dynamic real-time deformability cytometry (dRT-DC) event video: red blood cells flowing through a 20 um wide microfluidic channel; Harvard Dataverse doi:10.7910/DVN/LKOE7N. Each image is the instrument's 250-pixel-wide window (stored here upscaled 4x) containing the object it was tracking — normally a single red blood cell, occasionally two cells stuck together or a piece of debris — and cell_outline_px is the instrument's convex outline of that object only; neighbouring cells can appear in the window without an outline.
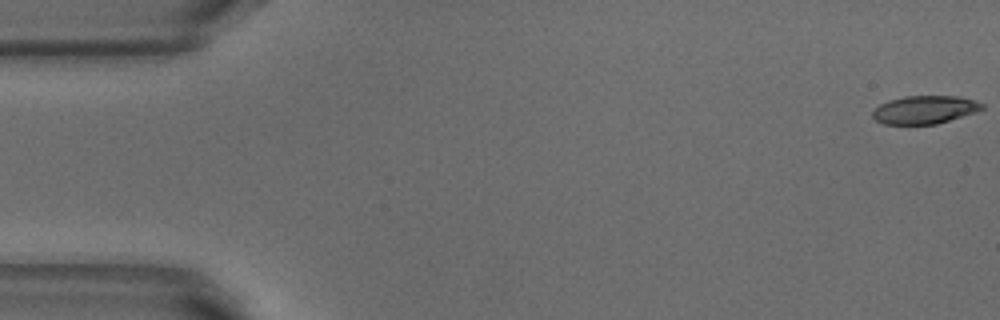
{"species": "common noctule bat (a hibernating species)", "species_latin": "Nyctalus noctula", "temperature_condition": "warm", "stored_images_in_passage": 52, "camera_frame_rate_fps": 3000, "um_per_image_px": 0.085, "animal": {"sex": "male", "body_mass_g": 18.8}, "frame": {"image": 1, "passage_image": 1, "time_ms": 0.0, "image_size_px": [1000, 320], "cell_outline_px": [[984, 108], [976, 112], [936, 124], [884, 124], [876, 120], [872, 116], [872, 112], [880, 104], [888, 100], [904, 96], [960, 96], [976, 100], [984, 104]], "centroid_in_image_um": [78.62, 9.31], "position_along_channel_um": 6.4, "area_um2": 17.98}}
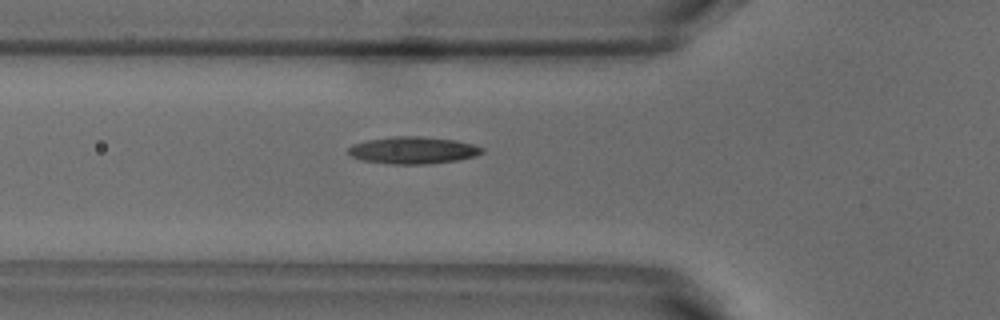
{"frame": {"image": 2, "passage_image": 18, "time_ms": 5.667, "image_size_px": [1000, 320], "cell_outline_px": [[484, 152], [476, 156], [456, 160], [428, 164], [388, 164], [360, 160], [352, 156], [348, 152], [348, 148], [352, 144], [368, 140], [392, 136], [424, 136], [456, 140], [472, 144], [484, 148]], "centroid_in_image_um": [35.1, 12.77], "position_along_channel_um": 90.7, "area_um2": 21.27}}
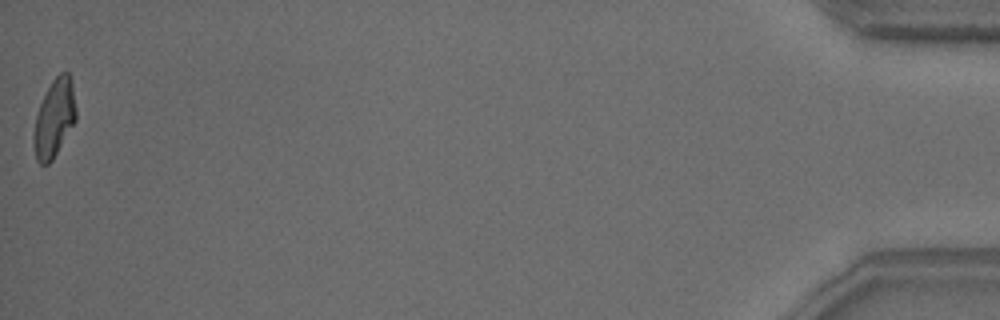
{"frame": {"image": 3, "passage_image": 52, "time_ms": 17.0, "image_size_px": [1000, 320], "cell_outline_px": [[76, 120], [52, 160], [48, 164], [40, 164], [36, 160], [32, 140], [32, 136], [36, 116], [40, 104], [52, 80], [60, 72], [68, 72], [72, 80], [76, 108]], "centroid_in_image_um": [4.61, 10.05], "position_along_channel_um": 430.6, "area_um2": 19.19}, "authors_computed_cell_mechanics": {"area_um2": 19.6809, "velocity_mm_per_s": 3.8726, "shape_relaxation_time_tau1_ms": 6.6291, "shape_relaxation_time_tau2_ms": 2.2788, "deformation_change_tau1": 0.2058, "deformation_change_tau2": 0.0984}}